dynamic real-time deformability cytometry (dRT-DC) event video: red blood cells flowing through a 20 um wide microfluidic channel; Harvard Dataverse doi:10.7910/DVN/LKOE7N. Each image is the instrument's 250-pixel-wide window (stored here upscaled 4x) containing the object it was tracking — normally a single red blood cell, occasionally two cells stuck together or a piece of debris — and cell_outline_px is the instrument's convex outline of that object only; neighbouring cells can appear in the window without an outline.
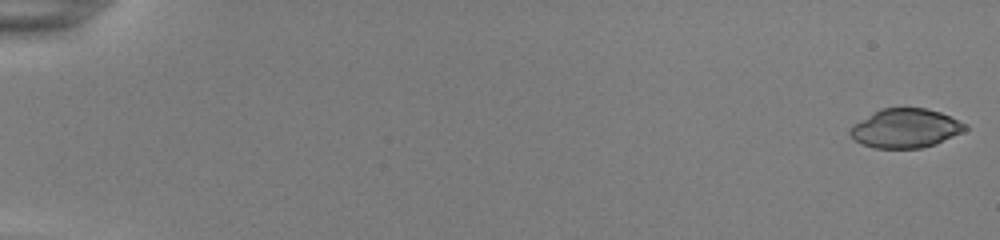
{"species": "common noctule bat (a hibernating species)", "species_latin": "Nyctalus noctula", "temperature_condition": "room temperature", "stored_images_in_passage": 54, "camera_frame_rate_fps": 3000, "um_per_image_px": 0.085, "animal": {"sex": "female", "body_mass_g": 22.0, "forearm_length_mm": 56.7}, "frame": {"image": 1, "passage_image": 1, "time_ms": 0.0, "image_size_px": [1000, 240], "cell_outline_px": [[968, 128], [964, 132], [936, 144], [920, 148], [876, 148], [864, 144], [856, 140], [848, 132], [852, 124], [880, 108], [924, 108], [940, 112], [968, 124]], "centroid_in_image_um": [76.99, 10.9], "position_along_channel_um": 8.0, "area_um2": 26.24}}
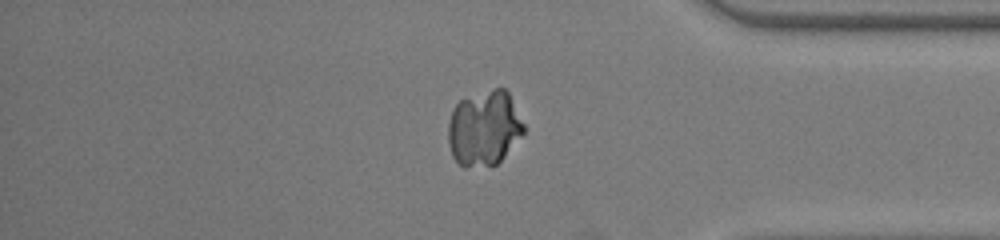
{"frame": {"image": 2, "passage_image": 46, "time_ms": 15.0, "image_size_px": [1000, 240], "cell_outline_px": [[524, 132], [504, 156], [496, 164], [464, 168], [452, 156], [448, 144], [448, 124], [452, 112], [456, 104], [460, 100], [496, 88], [504, 88], [508, 92], [524, 124]], "centroid_in_image_um": [41.14, 10.91], "position_along_channel_um": 394.1, "area_um2": 32.71}}
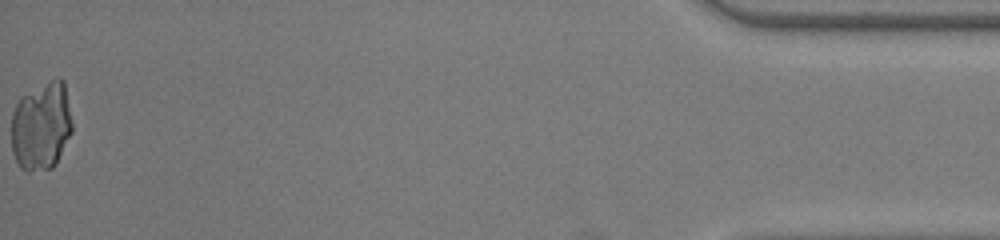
{"frame": {"image": 3, "passage_image": 54, "time_ms": 17.667, "image_size_px": [1000, 240], "cell_outline_px": [[72, 132], [56, 164], [52, 168], [28, 172], [24, 172], [20, 168], [12, 152], [12, 112], [20, 96], [56, 76], [60, 76], [64, 80], [72, 124]], "centroid_in_image_um": [3.51, 10.71], "position_along_channel_um": 431.7, "area_um2": 31.79}}